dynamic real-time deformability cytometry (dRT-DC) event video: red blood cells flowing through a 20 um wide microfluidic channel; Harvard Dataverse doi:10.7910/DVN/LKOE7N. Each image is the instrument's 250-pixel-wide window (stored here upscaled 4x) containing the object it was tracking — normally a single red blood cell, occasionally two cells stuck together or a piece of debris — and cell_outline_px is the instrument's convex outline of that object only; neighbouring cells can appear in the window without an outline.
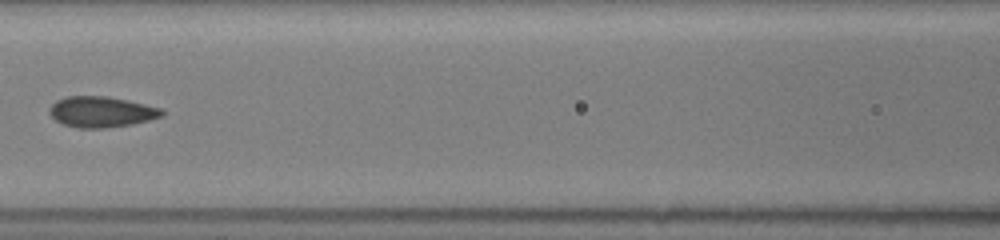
{"species": "common noctule bat (a hibernating species)", "species_latin": "Nyctalus noctula", "temperature_condition": "room temperature", "stored_images_in_passage": 13, "camera_frame_rate_fps": 3000, "um_per_image_px": 0.085, "animal": {"sex": "female", "body_mass_g": 19.5, "forearm_length_mm": 54.1}, "frame": {"image": 1, "passage_image": 8, "time_ms": 5.333, "image_size_px": [1000, 240], "cell_outline_px": [[164, 116], [132, 124], [104, 128], [76, 128], [64, 124], [56, 120], [48, 112], [48, 108], [56, 100], [64, 96], [108, 96], [144, 104], [160, 108], [164, 112]], "centroid_in_image_um": [8.58, 9.5], "position_along_channel_um": 158.0, "area_um2": 20.17}}
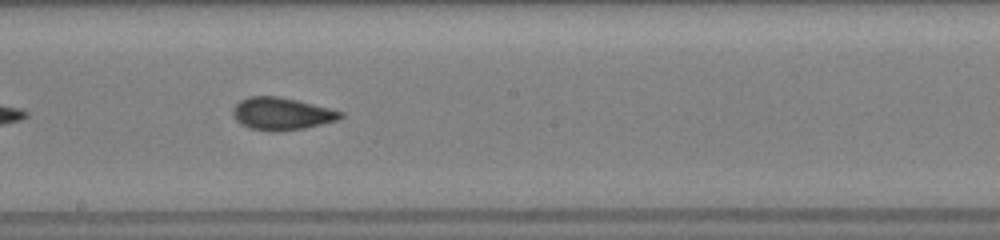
{"frame": {"image": 2, "passage_image": 10, "time_ms": 7.0, "image_size_px": [1000, 240], "cell_outline_px": [[344, 116], [336, 120], [304, 128], [280, 132], [272, 132], [248, 128], [240, 124], [232, 116], [232, 108], [240, 100], [248, 96], [276, 96], [296, 100], [344, 112]], "centroid_in_image_um": [23.88, 9.68], "position_along_channel_um": 224.3, "area_um2": 20.4}}